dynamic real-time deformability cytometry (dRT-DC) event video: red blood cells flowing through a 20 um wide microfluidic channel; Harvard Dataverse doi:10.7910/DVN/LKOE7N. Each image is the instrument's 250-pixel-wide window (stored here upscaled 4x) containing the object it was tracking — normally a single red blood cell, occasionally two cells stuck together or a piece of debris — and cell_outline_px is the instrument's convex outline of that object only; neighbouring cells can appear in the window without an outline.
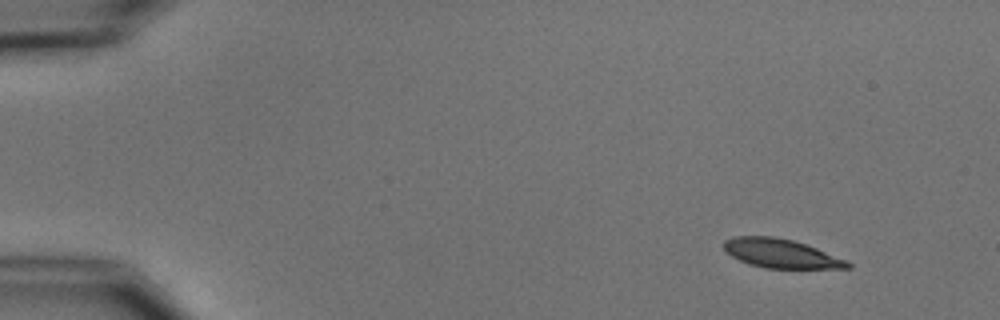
{"species": "common noctule bat (a hibernating species)", "species_latin": "Nyctalus noctula", "temperature_condition": "cold", "stored_images_in_passage": 4, "camera_frame_rate_fps": 3000, "um_per_image_px": 0.085, "animal": {"sex": "male", "body_mass_g": 15.6}, "frame": {"image": 1, "passage_image": 1, "time_ms": 0.0, "image_size_px": [1000, 320], "cell_outline_px": [[852, 268], [764, 268], [748, 264], [732, 256], [724, 248], [724, 240], [736, 236], [772, 236], [792, 240], [816, 248], [848, 260], [852, 264]], "centroid_in_image_um": [66.4, 21.55], "position_along_channel_um": 18.6, "area_um2": 20.75}}
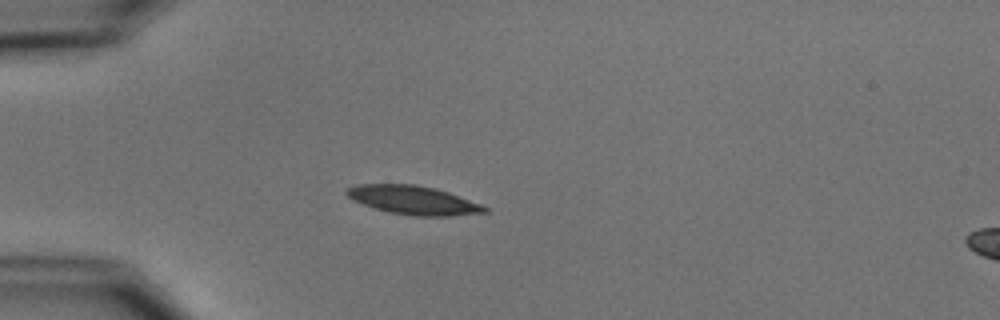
{"frame": {"image": 2, "passage_image": 3, "time_ms": 3.333, "image_size_px": [1000, 320], "cell_outline_px": [[488, 212], [452, 216], [412, 216], [388, 212], [352, 200], [344, 192], [344, 188], [356, 184], [416, 184], [448, 192], [480, 204], [488, 208]], "centroid_in_image_um": [35.09, 17.01], "position_along_channel_um": 49.9, "area_um2": 23.06}}